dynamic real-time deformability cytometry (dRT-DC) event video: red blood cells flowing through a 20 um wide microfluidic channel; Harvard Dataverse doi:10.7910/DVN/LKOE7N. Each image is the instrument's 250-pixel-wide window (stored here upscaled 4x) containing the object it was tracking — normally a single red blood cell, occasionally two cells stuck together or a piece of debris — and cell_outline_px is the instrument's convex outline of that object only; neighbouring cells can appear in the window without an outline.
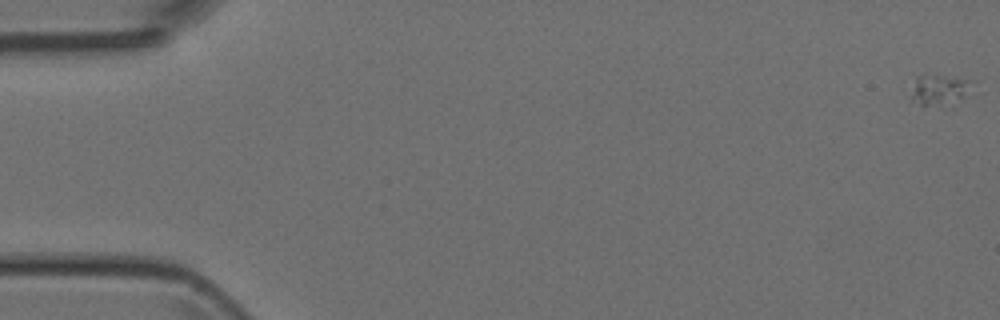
{"species": "Egyptian fruit bat (a non-hibernating species)", "species_latin": "Rousettus aegyptiacus", "temperature_condition": "room temperature", "stored_images_in_passage": 5, "segment_of_instrument_passage": [1, 2], "camera_frame_rate_fps": 3000, "um_per_image_px": 0.085, "animal": {"sex": "female"}, "frame": {"image": 1, "passage_image": 1, "time_ms": 0.0, "image_size_px": [1000, 320], "cell_outline_px": [[976, 80], [964, 96], [924, 108], [912, 100], [912, 96], [916, 76], [940, 76]], "centroid_in_image_um": [79.82, 7.61], "position_along_channel_um": 5.2, "area_um2": 10.17}}